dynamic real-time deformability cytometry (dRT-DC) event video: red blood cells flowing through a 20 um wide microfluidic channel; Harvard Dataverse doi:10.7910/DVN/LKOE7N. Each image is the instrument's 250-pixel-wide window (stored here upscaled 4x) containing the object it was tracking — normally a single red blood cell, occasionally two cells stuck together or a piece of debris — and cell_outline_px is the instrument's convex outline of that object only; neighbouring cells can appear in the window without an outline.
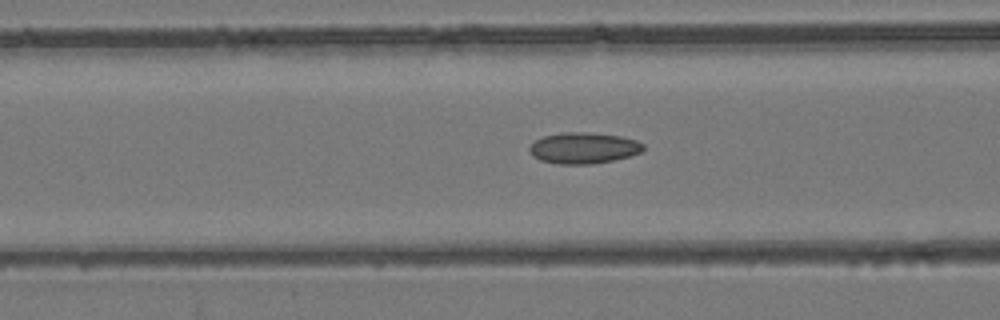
{"species": "common noctule bat (a hibernating species)", "species_latin": "Nyctalus noctula", "temperature_condition": "room temperature", "stored_images_in_passage": 53, "camera_frame_rate_fps": 3000, "um_per_image_px": 0.085, "animal": {"sex": "female", "body_mass_g": 24.6, "forearm_length_mm": 56.2}, "frame": {"image": 1, "passage_image": 21, "time_ms": 6.667, "image_size_px": [1000, 320], "cell_outline_px": [[644, 148], [640, 152], [628, 156], [612, 160], [592, 164], [556, 164], [540, 160], [532, 156], [528, 152], [528, 148], [536, 140], [544, 136], [564, 132], [588, 132], [620, 136], [636, 140], [644, 144]], "centroid_in_image_um": [49.57, 12.58], "position_along_channel_um": 117.0, "area_um2": 20.63}}
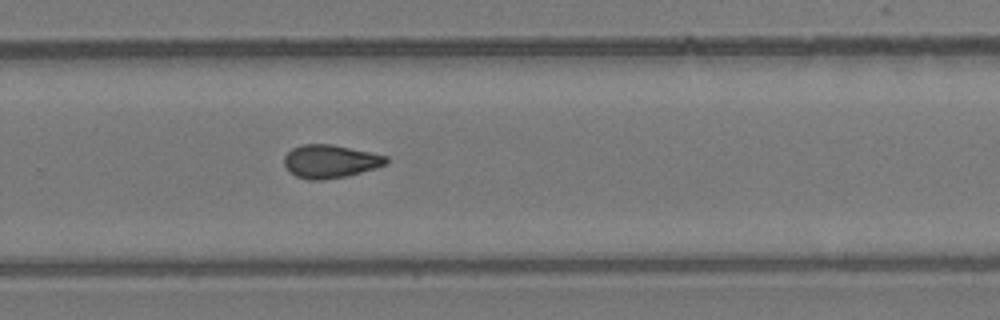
{"frame": {"image": 2, "passage_image": 35, "time_ms": 11.333, "image_size_px": [1000, 320], "cell_outline_px": [[388, 164], [376, 168], [348, 176], [320, 180], [308, 180], [296, 176], [288, 172], [284, 164], [284, 156], [292, 148], [300, 144], [332, 144], [388, 156]], "centroid_in_image_um": [28.06, 13.72], "position_along_channel_um": 301.7, "area_um2": 19.94}}
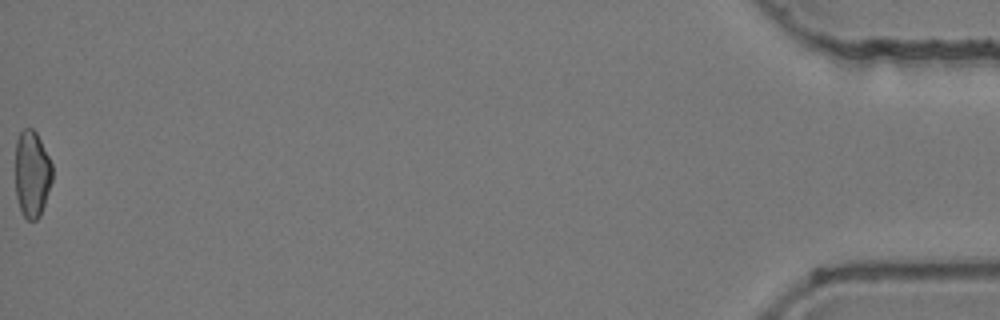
{"frame": {"image": 3, "passage_image": 53, "time_ms": 17.333, "image_size_px": [1000, 320], "cell_outline_px": [[52, 180], [40, 216], [36, 220], [28, 220], [24, 216], [20, 208], [16, 196], [16, 140], [20, 132], [24, 128], [32, 128], [36, 132], [52, 164]], "centroid_in_image_um": [2.72, 14.78], "position_along_channel_um": 432.5, "area_um2": 18.5}, "authors_computed_cell_mechanics": {"area_um2": 19.7098, "velocity_mm_per_s": 3.9563, "shape_relaxation_time_tau1_ms": null, "shape_relaxation_time_tau2_ms": 3.9728, "deformation_change_tau1": null, "deformation_change_tau2": 0.0951}}